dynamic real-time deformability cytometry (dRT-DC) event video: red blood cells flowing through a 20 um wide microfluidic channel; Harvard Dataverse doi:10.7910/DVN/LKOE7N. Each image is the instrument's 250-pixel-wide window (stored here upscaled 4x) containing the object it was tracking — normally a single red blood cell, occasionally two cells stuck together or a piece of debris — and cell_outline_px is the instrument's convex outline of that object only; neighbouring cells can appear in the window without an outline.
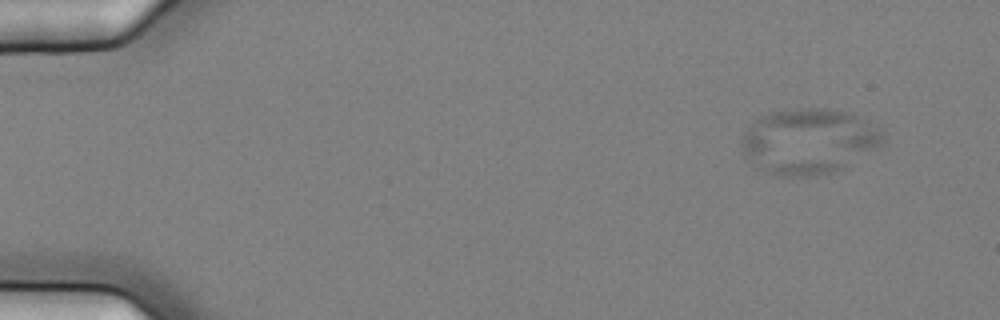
{"species": "common noctule bat (a hibernating species)", "species_latin": "Nyctalus noctula", "temperature_condition": "cold", "stored_images_in_passage": 53, "camera_frame_rate_fps": 3000, "um_per_image_px": 0.085, "animal": {"sex": "female", "body_mass_g": 25.1}, "frame": {"image": 1, "passage_image": 1, "time_ms": 0.0, "image_size_px": [1000, 320], "cell_outline_px": [[884, 144], [844, 168], [832, 172], [816, 176], [784, 176], [768, 172], [760, 168], [744, 152], [740, 144], [744, 132], [752, 120], [768, 112], [792, 108], [824, 108], [848, 112], [864, 120], [884, 132]], "centroid_in_image_um": [68.75, 11.99], "position_along_channel_um": 16.2, "area_um2": 53.93}}
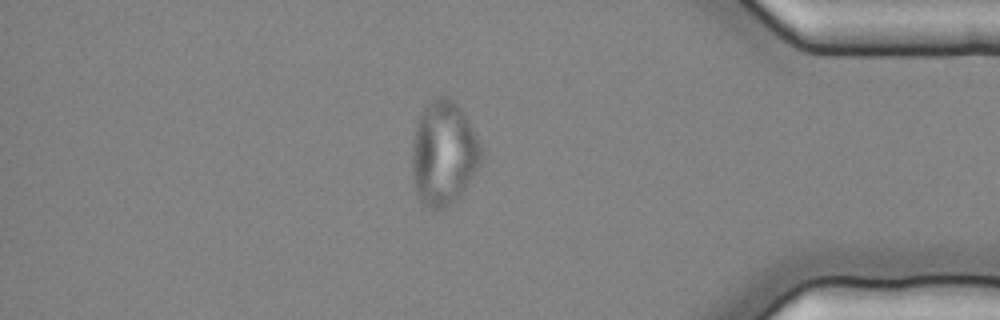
{"frame": {"image": 2, "passage_image": 45, "time_ms": 14.667, "image_size_px": [1000, 320], "cell_outline_px": [[480, 164], [456, 200], [444, 208], [424, 208], [416, 192], [412, 180], [412, 144], [416, 128], [420, 116], [424, 108], [436, 96], [448, 96], [464, 112], [480, 144]], "centroid_in_image_um": [37.68, 13.04], "position_along_channel_um": 397.5, "area_um2": 41.56}}
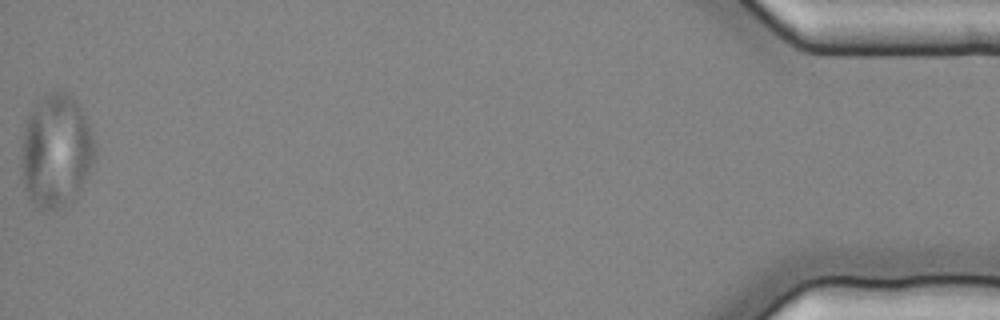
{"frame": {"image": 3, "passage_image": 53, "time_ms": 17.333, "image_size_px": [1000, 320], "cell_outline_px": [[96, 160], [80, 188], [56, 208], [44, 212], [36, 208], [28, 196], [24, 184], [24, 132], [28, 112], [48, 92], [68, 92], [76, 100], [88, 124], [96, 144]], "centroid_in_image_um": [4.8, 12.79], "position_along_channel_um": 430.4, "area_um2": 47.4}}